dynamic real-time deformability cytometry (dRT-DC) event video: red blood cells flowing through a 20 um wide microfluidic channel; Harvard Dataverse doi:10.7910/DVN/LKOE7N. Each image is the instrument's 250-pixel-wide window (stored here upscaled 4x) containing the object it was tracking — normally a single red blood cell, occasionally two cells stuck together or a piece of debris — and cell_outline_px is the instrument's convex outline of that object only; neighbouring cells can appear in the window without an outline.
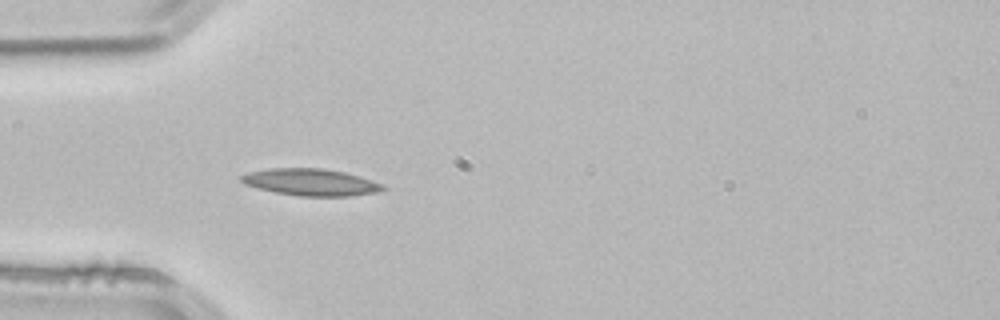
{"species": "common noctule bat (a hibernating species)", "species_latin": "Nyctalus noctula", "temperature_condition": "room temperature", "stored_images_in_passage": 3, "camera_frame_rate_fps": 3000, "um_per_image_px": 0.085, "animal": {"sex": "male", "body_mass_g": 21.5, "forearm_length_mm": 52.0}, "frame": {"image": 1, "passage_image": 3, "time_ms": 0.667, "image_size_px": [1000, 320], "cell_outline_px": [[388, 188], [376, 192], [348, 196], [300, 196], [276, 192], [244, 184], [240, 180], [240, 176], [248, 172], [268, 168], [320, 168], [344, 172], [380, 184]], "centroid_in_image_um": [26.35, 15.48], "position_along_channel_um": 58.6, "area_um2": 21.79}}